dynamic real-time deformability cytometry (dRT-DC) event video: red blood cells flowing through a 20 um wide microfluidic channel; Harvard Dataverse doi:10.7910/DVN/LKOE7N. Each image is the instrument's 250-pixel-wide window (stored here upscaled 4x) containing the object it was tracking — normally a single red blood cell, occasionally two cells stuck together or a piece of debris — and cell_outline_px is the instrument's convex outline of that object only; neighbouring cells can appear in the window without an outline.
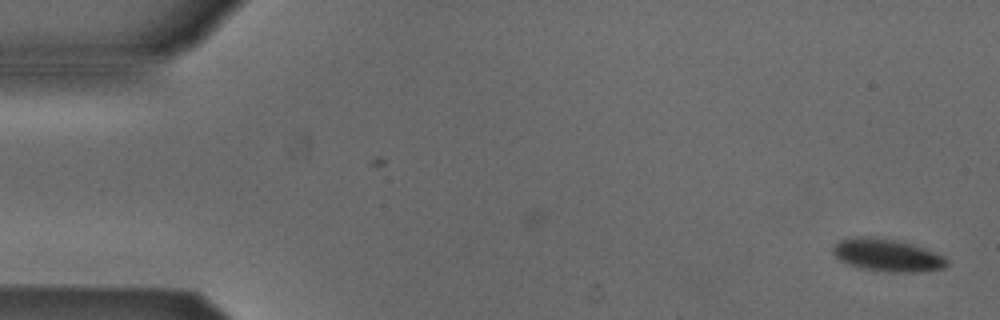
{"species": "Egyptian fruit bat (a non-hibernating species)", "species_latin": "Rousettus aegyptiacus", "temperature_condition": "cold", "stored_images_in_passage": 10, "camera_frame_rate_fps": 3000, "um_per_image_px": 0.085, "animal": {"sex": "male"}, "frame": {"image": 1, "passage_image": 1, "time_ms": 0.0, "image_size_px": [1000, 320], "cell_outline_px": [[948, 264], [944, 268], [920, 272], [888, 272], [856, 268], [840, 260], [832, 252], [832, 248], [840, 240], [856, 236], [868, 236], [896, 240], [912, 244], [924, 248], [944, 256], [948, 260]], "centroid_in_image_um": [75.41, 21.7], "position_along_channel_um": 9.6, "area_um2": 21.73}}